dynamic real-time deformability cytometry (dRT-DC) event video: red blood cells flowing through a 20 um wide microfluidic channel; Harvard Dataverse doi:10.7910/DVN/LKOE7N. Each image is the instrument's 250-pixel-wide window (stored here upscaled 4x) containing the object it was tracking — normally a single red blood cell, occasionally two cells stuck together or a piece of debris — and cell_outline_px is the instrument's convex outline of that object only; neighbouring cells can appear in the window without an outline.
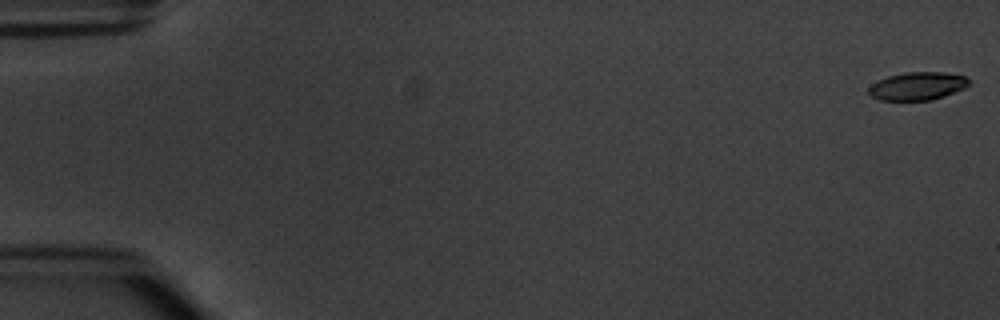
{"species": "common noctule bat (a hibernating species)", "species_latin": "Nyctalus noctula", "temperature_condition": "warm", "stored_images_in_passage": 5, "camera_frame_rate_fps": 3000, "um_per_image_px": 0.085, "animal": {"sex": "male", "body_mass_g": 20.1, "forearm_length_mm": 53.5}, "frame": {"image": 1, "passage_image": 1, "time_ms": 0.0, "image_size_px": [1000, 320], "cell_outline_px": [[968, 84], [964, 88], [944, 96], [932, 100], [880, 100], [872, 96], [868, 92], [868, 88], [872, 84], [888, 76], [904, 72], [944, 72], [964, 76], [968, 80]], "centroid_in_image_um": [77.97, 7.31], "position_along_channel_um": 7.0, "area_um2": 16.18}}
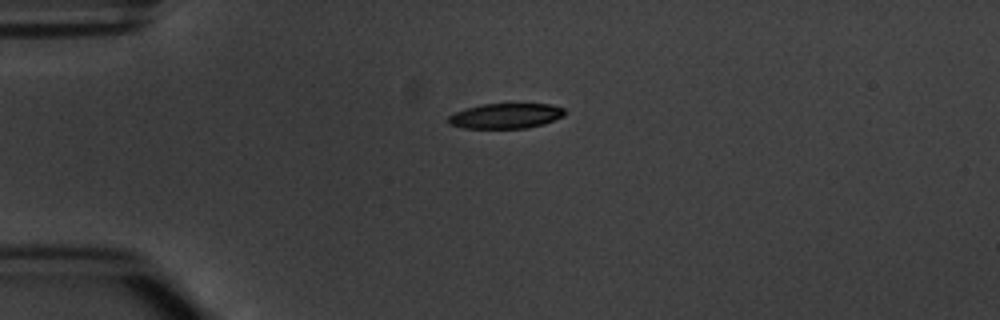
{"frame": {"image": 2, "passage_image": 4, "time_ms": 4.333, "image_size_px": [1000, 320], "cell_outline_px": [[564, 116], [544, 124], [524, 128], [464, 128], [448, 124], [448, 116], [456, 112], [480, 104], [552, 104], [564, 108]], "centroid_in_image_um": [42.99, 9.85], "position_along_channel_um": 42.0, "area_um2": 16.99}}